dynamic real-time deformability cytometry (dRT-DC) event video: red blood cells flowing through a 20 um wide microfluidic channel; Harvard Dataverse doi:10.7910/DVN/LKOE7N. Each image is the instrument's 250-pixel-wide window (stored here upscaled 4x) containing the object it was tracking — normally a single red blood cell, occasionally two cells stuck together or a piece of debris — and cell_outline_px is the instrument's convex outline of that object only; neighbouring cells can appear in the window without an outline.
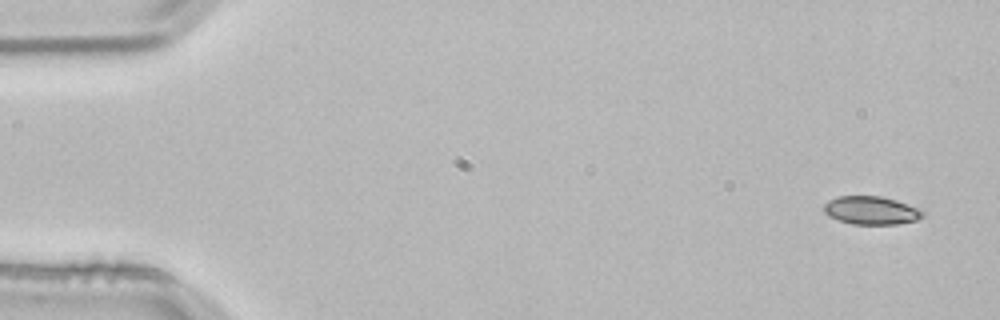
{"species": "common noctule bat (a hibernating species)", "species_latin": "Nyctalus noctula", "temperature_condition": "room temperature", "stored_images_in_passage": 53, "camera_frame_rate_fps": 3000, "um_per_image_px": 0.085, "animal": {"sex": "male", "body_mass_g": 21.5, "forearm_length_mm": 52.0}, "frame": {"image": 1, "passage_image": 2, "time_ms": 0.333, "image_size_px": [1000, 320], "cell_outline_px": [[924, 216], [920, 220], [896, 224], [852, 224], [828, 216], [824, 212], [824, 204], [828, 200], [836, 196], [880, 196], [896, 200], [916, 208], [924, 212]], "centroid_in_image_um": [74.04, 17.88], "position_along_channel_um": 11.0, "area_um2": 16.24}}
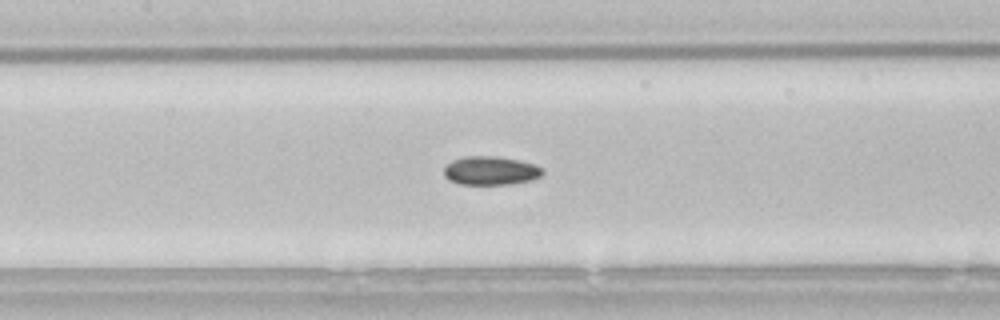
{"frame": {"image": 2, "passage_image": 24, "time_ms": 7.667, "image_size_px": [1000, 320], "cell_outline_px": [[544, 172], [540, 176], [532, 180], [512, 184], [460, 184], [448, 180], [444, 176], [444, 168], [452, 160], [464, 156], [500, 156], [536, 164], [544, 168]], "centroid_in_image_um": [41.73, 14.5], "position_along_channel_um": 165.7, "area_um2": 16.7}}
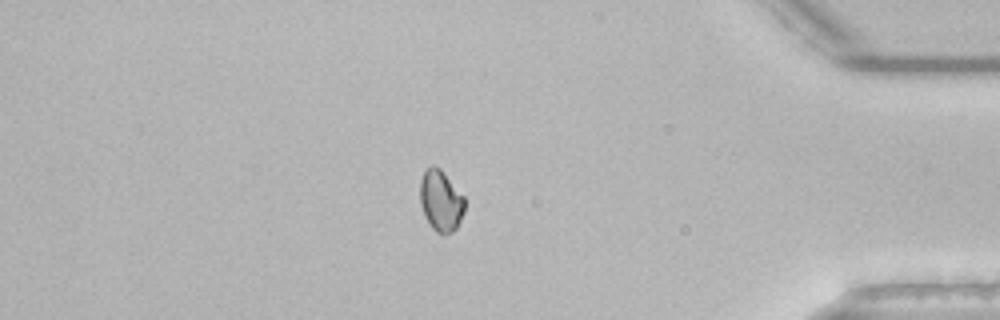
{"frame": {"image": 3, "passage_image": 45, "time_ms": 14.667, "image_size_px": [1000, 320], "cell_outline_px": [[464, 212], [456, 228], [452, 232], [436, 232], [432, 228], [424, 216], [420, 204], [420, 180], [424, 172], [432, 164], [440, 168], [464, 196]], "centroid_in_image_um": [37.45, 17.04], "position_along_channel_um": 397.7, "area_um2": 15.78}, "authors_computed_cell_mechanics": {"area_um2": 16.2418, "velocity_mm_per_s": 3.8262, "shape_relaxation_time_tau1_ms": 6.7371, "shape_relaxation_time_tau2_ms": null, "deformation_change_tau1": 0.0947, "deformation_change_tau2": null}}